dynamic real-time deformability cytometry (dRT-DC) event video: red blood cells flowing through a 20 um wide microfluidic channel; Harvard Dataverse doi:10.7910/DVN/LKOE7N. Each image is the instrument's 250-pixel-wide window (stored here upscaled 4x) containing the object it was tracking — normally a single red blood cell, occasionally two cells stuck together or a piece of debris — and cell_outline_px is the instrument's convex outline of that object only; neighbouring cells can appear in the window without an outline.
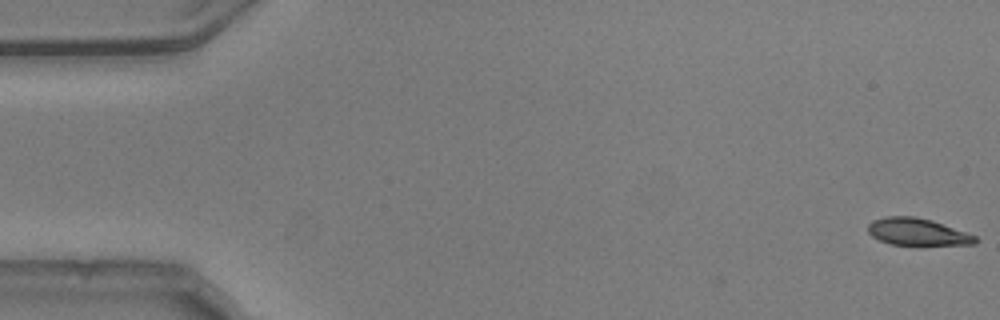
{"species": "common noctule bat (a hibernating species)", "species_latin": "Nyctalus noctula", "temperature_condition": "warm", "stored_images_in_passage": 50, "camera_frame_rate_fps": 3000, "um_per_image_px": 0.085, "animal": {"sex": "male", "body_mass_g": 20.5, "forearm_length_mm": 52.5}, "frame": {"image": 1, "passage_image": 1, "time_ms": 0.0, "image_size_px": [1000, 320], "cell_outline_px": [[980, 240], [976, 244], [920, 248], [892, 244], [880, 240], [872, 236], [868, 232], [868, 224], [872, 220], [884, 216], [916, 216], [932, 220], [976, 236]], "centroid_in_image_um": [78.03, 19.76], "position_along_channel_um": 7.0, "area_um2": 17.98}}
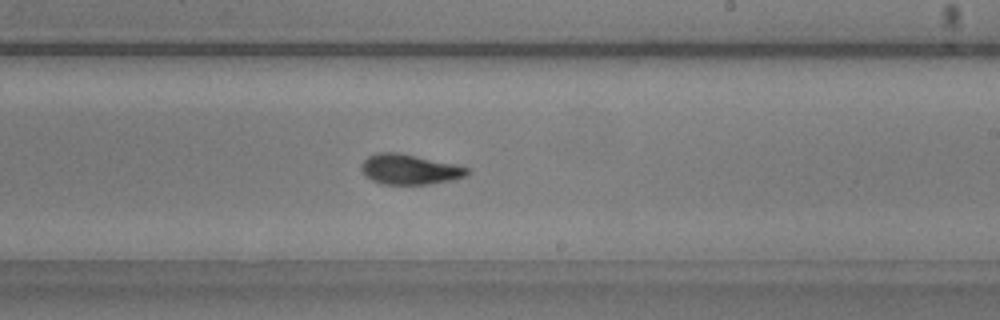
{"frame": {"image": 2, "passage_image": 32, "time_ms": 10.333, "image_size_px": [1000, 320], "cell_outline_px": [[468, 176], [452, 180], [428, 184], [384, 184], [372, 180], [364, 176], [360, 168], [364, 160], [368, 156], [376, 152], [400, 152], [456, 164], [468, 168]], "centroid_in_image_um": [34.8, 14.38], "position_along_channel_um": 254.2, "area_um2": 18.79}}
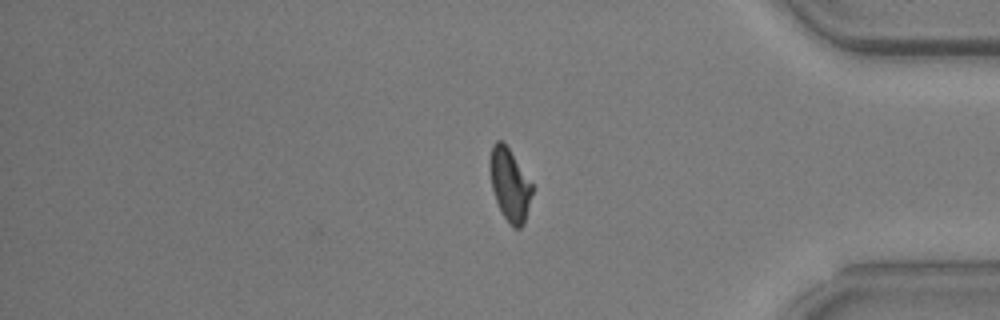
{"frame": {"image": 3, "passage_image": 45, "time_ms": 14.667, "image_size_px": [1000, 320], "cell_outline_px": [[532, 192], [524, 224], [520, 228], [512, 228], [504, 216], [496, 200], [492, 188], [488, 168], [488, 160], [492, 144], [496, 140], [500, 140], [508, 148], [532, 184]], "centroid_in_image_um": [43.29, 15.69], "position_along_channel_um": 391.9, "area_um2": 17.69}, "authors_computed_cell_mechanics": {"area_um2": 18.3515, "velocity_mm_per_s": 3.7558, "shape_relaxation_time_tau1_ms": 3.9391, "shape_relaxation_time_tau2_ms": 1.973, "deformation_change_tau1": 0.1381, "deformation_change_tau2": 0.0783}}